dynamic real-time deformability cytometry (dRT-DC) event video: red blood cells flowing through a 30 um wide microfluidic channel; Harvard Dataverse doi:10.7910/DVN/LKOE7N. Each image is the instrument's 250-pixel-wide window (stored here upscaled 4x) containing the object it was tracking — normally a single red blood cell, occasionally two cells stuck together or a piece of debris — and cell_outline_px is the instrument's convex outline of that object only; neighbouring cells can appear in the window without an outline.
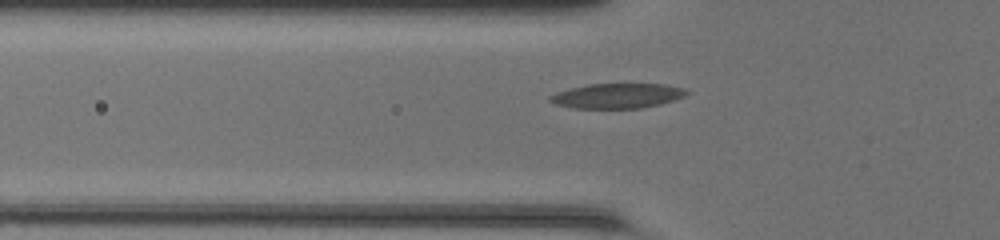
{"species": "common noctule bat (a hibernating species)", "species_latin": "Nyctalus noctula", "temperature_condition": "room temperature", "stored_images_in_passage": 37, "camera_frame_rate_fps": 3000, "um_per_image_px": 0.085, "animal": {"sex": "female", "body_mass_g": 20.0, "forearm_length_mm": 54.0}, "frame": {"image": 1, "passage_image": 8, "time_ms": 2.333, "image_size_px": [1000, 240], "cell_outline_px": [[692, 92], [684, 96], [660, 104], [640, 108], [572, 108], [556, 104], [548, 100], [548, 96], [556, 92], [568, 88], [588, 84], [664, 84], [684, 88]], "centroid_in_image_um": [52.44, 8.14], "position_along_channel_um": 73.4, "area_um2": 19.88}}
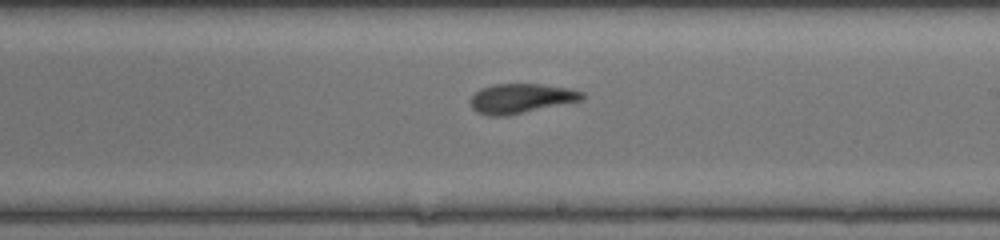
{"frame": {"image": 2, "passage_image": 20, "time_ms": 6.333, "image_size_px": [1000, 240], "cell_outline_px": [[584, 96], [580, 100], [504, 116], [488, 116], [476, 112], [472, 108], [472, 96], [480, 88], [492, 84], [540, 84], [568, 88], [584, 92]], "centroid_in_image_um": [44.24, 8.35], "position_along_channel_um": 244.8, "area_um2": 18.9}}
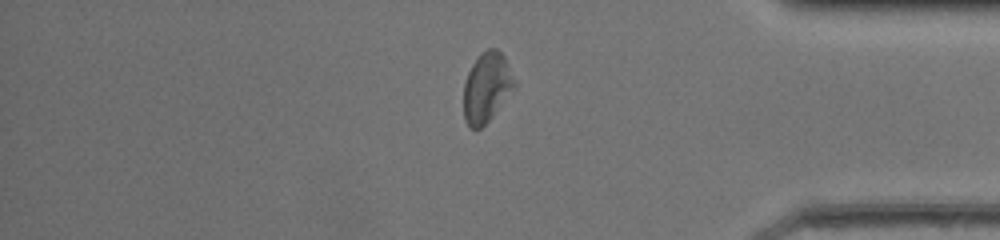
{"frame": {"image": 3, "passage_image": 32, "time_ms": 10.333, "image_size_px": [1000, 240], "cell_outline_px": [[516, 88], [492, 116], [480, 128], [472, 128], [464, 120], [464, 84], [468, 72], [472, 64], [488, 48], [496, 48], [504, 56], [516, 84]], "centroid_in_image_um": [41.38, 7.43], "position_along_channel_um": 393.8, "area_um2": 20.29}}